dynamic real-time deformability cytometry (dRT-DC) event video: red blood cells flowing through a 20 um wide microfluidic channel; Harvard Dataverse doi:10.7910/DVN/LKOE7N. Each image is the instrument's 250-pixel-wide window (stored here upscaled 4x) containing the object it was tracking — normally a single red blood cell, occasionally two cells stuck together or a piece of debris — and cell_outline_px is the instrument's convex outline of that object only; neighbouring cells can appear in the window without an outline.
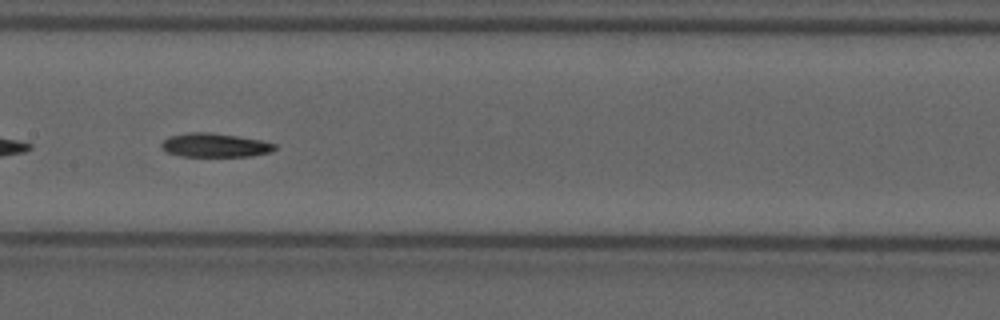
{"species": "common noctule bat (a hibernating species)", "species_latin": "Nyctalus noctula", "temperature_condition": "cold", "stored_images_in_passage": 40, "camera_frame_rate_fps": 3000, "um_per_image_px": 0.085, "animal": {"sex": "male", "forearm_length_mm": 52.5}, "frame": {"image": 1, "passage_image": 12, "time_ms": 3.667, "image_size_px": [1000, 320], "cell_outline_px": [[276, 148], [268, 152], [252, 156], [180, 156], [168, 152], [160, 148], [160, 144], [168, 136], [188, 132], [208, 132], [236, 136], [260, 140], [276, 144]], "centroid_in_image_um": [18.21, 12.34], "position_along_channel_um": 189.2, "area_um2": 15.66}, "authors_computed_cell_mechanics": {"area_um2": 15.9528, "velocity_mm_per_s": 3.6276, "shape_relaxation_time_tau1_ms": 11.3737, "shape_relaxation_time_tau2_ms": null, "deformation_change_tau1": 0.2455, "deformation_change_tau2": null}}